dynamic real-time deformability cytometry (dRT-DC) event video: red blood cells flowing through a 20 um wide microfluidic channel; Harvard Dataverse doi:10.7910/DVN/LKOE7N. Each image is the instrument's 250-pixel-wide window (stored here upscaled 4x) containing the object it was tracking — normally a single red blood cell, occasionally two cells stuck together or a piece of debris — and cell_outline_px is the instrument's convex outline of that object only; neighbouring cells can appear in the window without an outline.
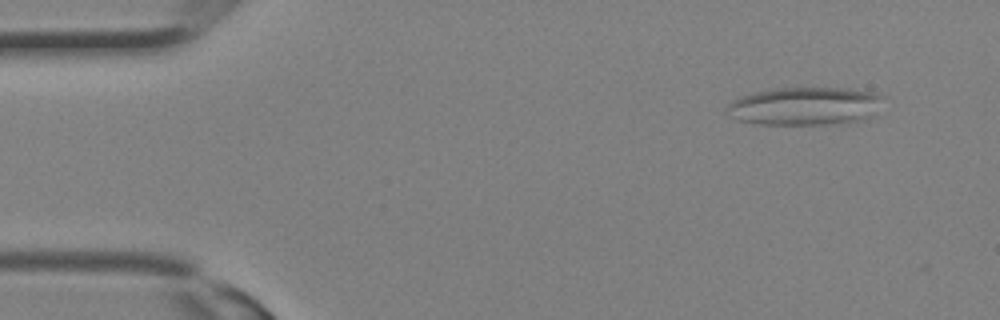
{"species": "Egyptian fruit bat (a non-hibernating species)", "species_latin": "Rousettus aegyptiacus", "temperature_condition": "room temperature", "stored_images_in_passage": 15, "camera_frame_rate_fps": 3000, "um_per_image_px": 0.085, "animal": {"sex": "female"}, "frame": {"image": 1, "passage_image": 3, "time_ms": 0.667, "image_size_px": [1000, 320], "cell_outline_px": [[888, 96], [872, 116], [864, 120], [844, 124], [760, 124], [740, 120], [728, 116], [724, 108], [732, 100], [740, 96], [756, 92], [776, 88], [848, 88], [876, 92]], "centroid_in_image_um": [68.49, 9.02], "position_along_channel_um": 16.5, "area_um2": 35.37}}
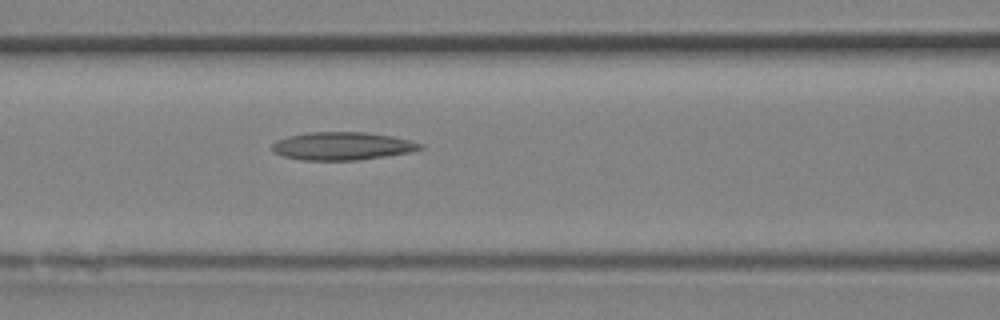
{"frame": {"image": 2, "passage_image": 13, "time_ms": 4.0, "image_size_px": [1000, 320], "cell_outline_px": [[424, 148], [408, 152], [384, 156], [356, 160], [300, 160], [284, 156], [276, 152], [272, 148], [272, 144], [276, 140], [288, 136], [308, 132], [368, 132], [392, 136], [424, 144]], "centroid_in_image_um": [29.09, 12.4], "position_along_channel_um": 137.5, "area_um2": 23.99}}
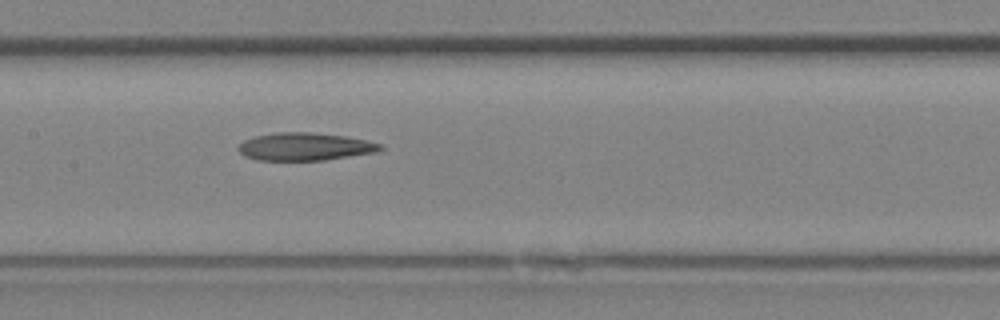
{"frame": {"image": 3, "passage_image": 15, "time_ms": 4.667, "image_size_px": [1000, 320], "cell_outline_px": [[384, 148], [376, 152], [324, 160], [256, 160], [244, 156], [236, 148], [244, 140], [256, 136], [276, 132], [312, 132], [344, 136], [368, 140], [384, 144]], "centroid_in_image_um": [25.93, 12.46], "position_along_channel_um": 181.5, "area_um2": 23.06}}